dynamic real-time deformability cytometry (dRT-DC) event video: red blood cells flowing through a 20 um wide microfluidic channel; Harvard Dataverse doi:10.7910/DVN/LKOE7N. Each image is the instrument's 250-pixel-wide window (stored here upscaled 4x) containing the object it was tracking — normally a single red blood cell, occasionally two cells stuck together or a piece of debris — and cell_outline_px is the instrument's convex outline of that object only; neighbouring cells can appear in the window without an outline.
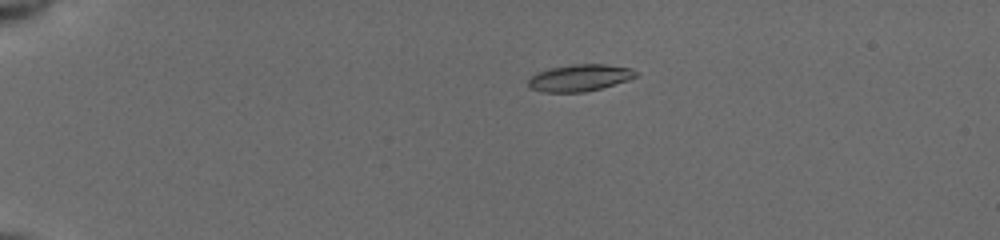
{"species": "common noctule bat (a hibernating species)", "species_latin": "Nyctalus noctula", "temperature_condition": "cold", "stored_images_in_passage": 43, "camera_frame_rate_fps": 3000, "um_per_image_px": 0.085, "animal": {"sex": "female", "body_mass_g": 19.5, "forearm_length_mm": 54.1}, "frame": {"image": 1, "passage_image": 1, "time_ms": 0.0, "image_size_px": [1000, 240], "cell_outline_px": [[640, 72], [636, 76], [628, 80], [600, 88], [584, 92], [544, 92], [528, 88], [528, 80], [532, 76], [540, 72], [552, 68], [572, 64], [604, 64], [632, 68]], "centroid_in_image_um": [49.3, 6.61], "position_along_channel_um": 35.7, "area_um2": 16.7}}
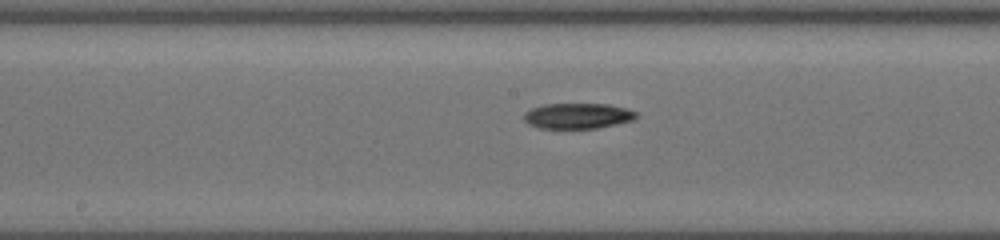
{"frame": {"image": 2, "passage_image": 19, "time_ms": 6.0, "image_size_px": [1000, 240], "cell_outline_px": [[636, 116], [632, 120], [596, 128], [540, 128], [528, 124], [524, 120], [524, 112], [532, 108], [544, 104], [608, 104], [624, 108], [636, 112]], "centroid_in_image_um": [49.05, 9.84], "position_along_channel_um": 199.2, "area_um2": 16.47}}
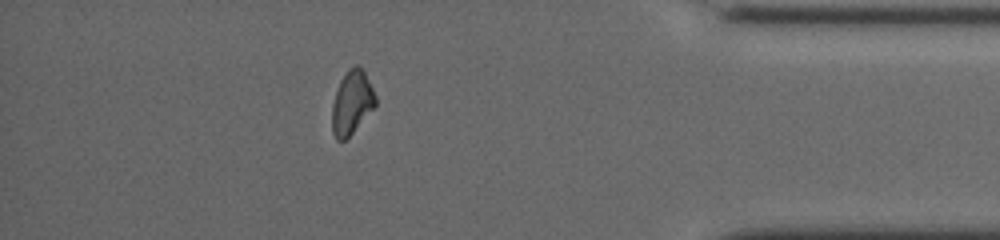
{"frame": {"image": 3, "passage_image": 37, "time_ms": 12.0, "image_size_px": [1000, 240], "cell_outline_px": [[376, 104], [352, 132], [344, 140], [336, 140], [332, 132], [332, 104], [340, 80], [348, 68], [356, 64], [364, 72], [376, 96]], "centroid_in_image_um": [29.88, 8.7], "position_along_channel_um": 405.3, "area_um2": 15.72}}